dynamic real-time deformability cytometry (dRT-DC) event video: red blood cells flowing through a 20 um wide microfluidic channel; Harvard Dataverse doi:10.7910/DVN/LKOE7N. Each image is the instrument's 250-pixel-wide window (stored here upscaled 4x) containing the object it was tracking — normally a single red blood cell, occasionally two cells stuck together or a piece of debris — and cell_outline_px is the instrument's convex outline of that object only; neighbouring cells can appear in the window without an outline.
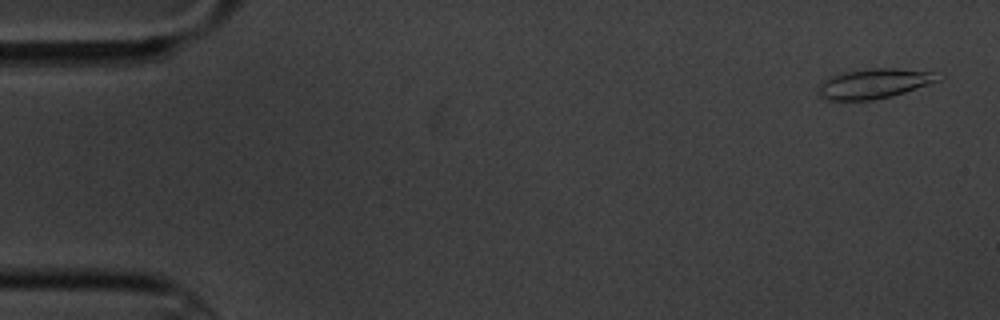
{"species": "common noctule bat (a hibernating species)", "species_latin": "Nyctalus noctula", "temperature_condition": "cold", "stored_images_in_passage": 5, "camera_frame_rate_fps": 3000, "um_per_image_px": 0.085, "animal": {"sex": "male", "body_mass_g": 20.1, "forearm_length_mm": 53.5}, "frame": {"image": 1, "passage_image": 1, "time_ms": 0.0, "image_size_px": [1000, 320], "cell_outline_px": [[944, 76], [940, 80], [892, 96], [876, 100], [824, 100], [820, 96], [816, 88], [820, 80], [828, 76], [844, 72], [868, 68], [896, 68], [932, 72]], "centroid_in_image_um": [74.22, 7.1], "position_along_channel_um": 10.8, "area_um2": 21.15}}
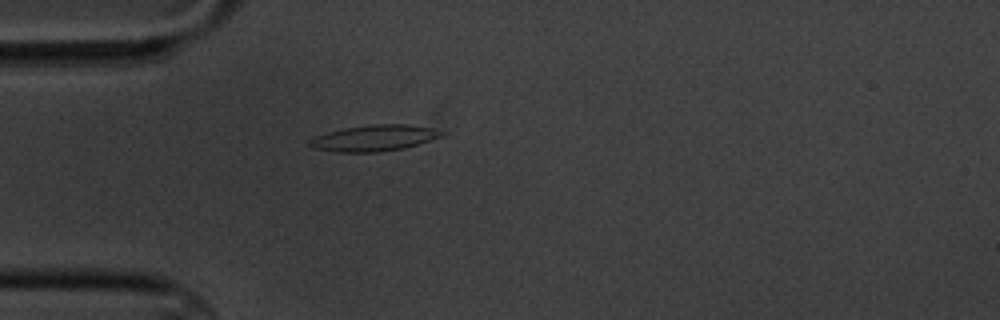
{"frame": {"image": 2, "passage_image": 5, "time_ms": 4.667, "image_size_px": [1000, 320], "cell_outline_px": [[444, 136], [404, 148], [376, 152], [336, 152], [312, 148], [308, 144], [308, 140], [312, 136], [344, 128], [372, 124], [408, 124], [428, 128], [444, 132]], "centroid_in_image_um": [31.74, 11.74], "position_along_channel_um": 53.3, "area_um2": 20.06}}